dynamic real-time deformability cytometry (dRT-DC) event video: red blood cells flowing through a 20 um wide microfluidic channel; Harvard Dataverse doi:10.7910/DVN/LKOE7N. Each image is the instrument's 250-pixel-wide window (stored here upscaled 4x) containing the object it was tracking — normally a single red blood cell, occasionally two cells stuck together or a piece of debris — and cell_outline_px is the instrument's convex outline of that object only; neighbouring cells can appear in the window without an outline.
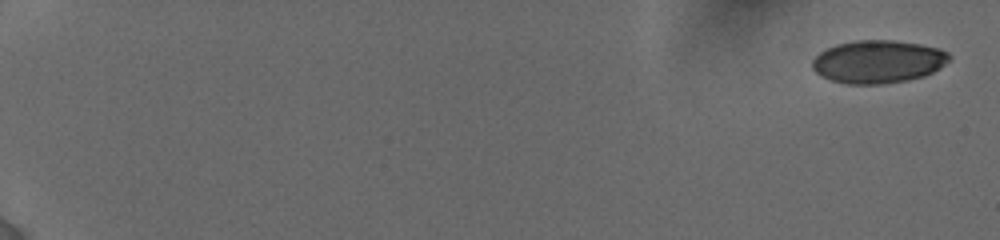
{"species": "human", "species_latin": "Homo sapiens", "temperature_condition": "cold", "stored_images_in_passage": 9, "camera_frame_rate_fps": 3000, "um_per_image_px": 0.085, "donor": {"sex": "female"}, "frame": {"image": 1, "passage_image": 1, "time_ms": 0.0, "image_size_px": [1000, 240], "cell_outline_px": [[952, 56], [940, 68], [924, 76], [908, 80], [880, 84], [844, 84], [828, 80], [820, 76], [812, 68], [812, 60], [820, 52], [836, 44], [856, 40], [892, 40], [920, 44], [936, 48], [948, 52]], "centroid_in_image_um": [74.61, 5.25], "position_along_channel_um": 10.4, "area_um2": 34.33}}
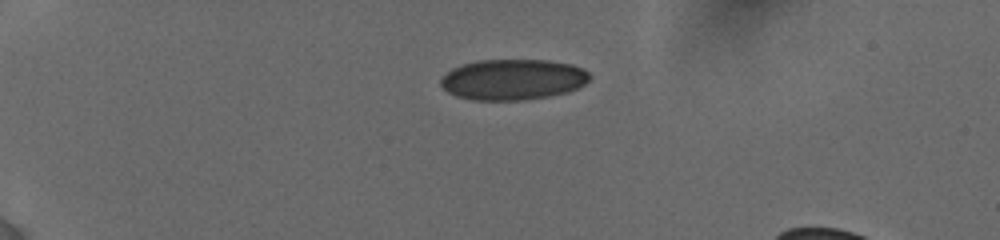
{"frame": {"image": 2, "passage_image": 6, "time_ms": 4.667, "image_size_px": [1000, 240], "cell_outline_px": [[592, 76], [584, 84], [568, 92], [548, 96], [524, 100], [472, 100], [456, 96], [448, 92], [440, 84], [440, 80], [452, 68], [460, 64], [476, 60], [548, 60], [572, 64], [584, 68]], "centroid_in_image_um": [43.6, 6.75], "position_along_channel_um": 41.4, "area_um2": 35.55}}
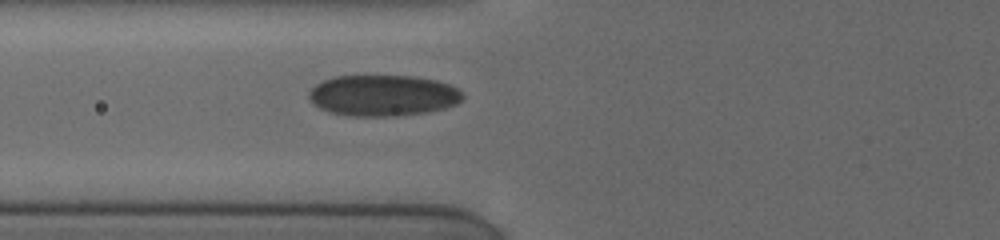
{"frame": {"image": 3, "passage_image": 9, "time_ms": 7.667, "image_size_px": [1000, 240], "cell_outline_px": [[464, 96], [456, 104], [444, 108], [424, 112], [396, 116], [348, 116], [328, 112], [312, 104], [308, 96], [308, 92], [316, 84], [324, 80], [336, 76], [412, 76], [436, 80], [448, 84], [456, 88]], "centroid_in_image_um": [32.5, 8.12], "position_along_channel_um": 93.3, "area_um2": 36.76}}